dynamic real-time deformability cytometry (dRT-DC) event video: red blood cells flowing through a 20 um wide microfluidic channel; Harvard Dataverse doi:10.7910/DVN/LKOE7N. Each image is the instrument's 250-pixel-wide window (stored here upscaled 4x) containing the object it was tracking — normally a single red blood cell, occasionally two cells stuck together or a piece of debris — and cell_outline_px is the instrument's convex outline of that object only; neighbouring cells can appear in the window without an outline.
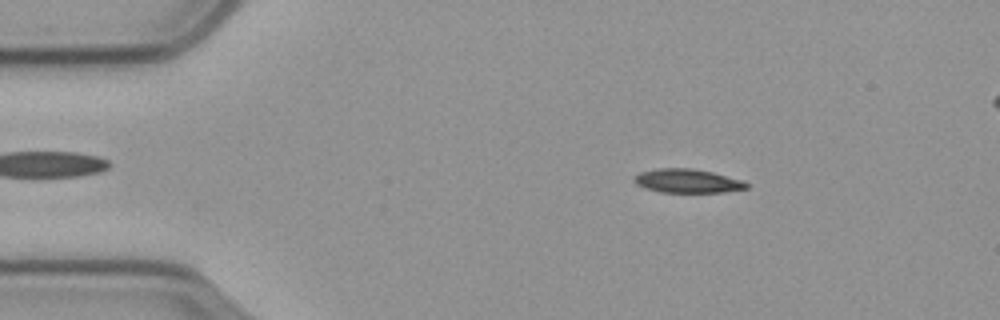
{"species": "common noctule bat (a hibernating species)", "species_latin": "Nyctalus noctula", "temperature_condition": "cold", "stored_images_in_passage": 50, "camera_frame_rate_fps": 3000, "um_per_image_px": 0.085, "animal": {"sex": "male", "body_mass_g": 23.1, "forearm_length_mm": 52.7}, "frame": {"image": 1, "passage_image": 9, "time_ms": 2.667, "image_size_px": [1000, 320], "cell_outline_px": [[748, 188], [724, 192], [660, 192], [636, 184], [632, 180], [632, 176], [640, 172], [660, 168], [692, 168], [712, 172], [744, 180], [748, 184]], "centroid_in_image_um": [58.43, 15.37], "position_along_channel_um": 26.6, "area_um2": 15.61}}
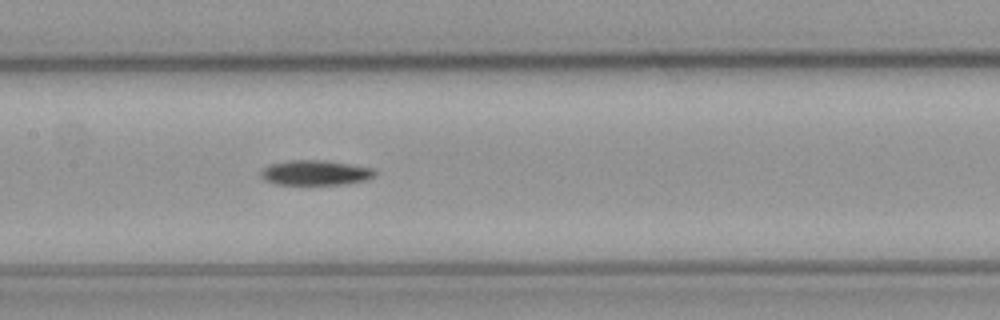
{"frame": {"image": 2, "passage_image": 27, "time_ms": 8.667, "image_size_px": [1000, 320], "cell_outline_px": [[376, 176], [368, 180], [348, 184], [276, 184], [260, 176], [260, 172], [264, 168], [272, 164], [288, 160], [320, 160], [348, 164], [372, 168], [376, 172]], "centroid_in_image_um": [26.86, 14.69], "position_along_channel_um": 180.5, "area_um2": 16.42}}
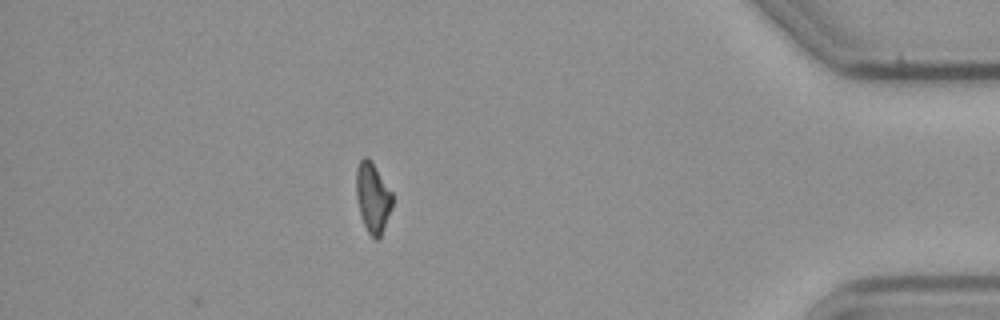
{"frame": {"image": 3, "passage_image": 50, "time_ms": 16.333, "image_size_px": [1000, 320], "cell_outline_px": [[392, 208], [380, 236], [376, 240], [368, 232], [364, 224], [360, 212], [356, 196], [356, 168], [360, 160], [364, 156], [368, 156], [372, 160], [392, 192]], "centroid_in_image_um": [31.68, 16.73], "position_along_channel_um": 403.5, "area_um2": 14.74}}